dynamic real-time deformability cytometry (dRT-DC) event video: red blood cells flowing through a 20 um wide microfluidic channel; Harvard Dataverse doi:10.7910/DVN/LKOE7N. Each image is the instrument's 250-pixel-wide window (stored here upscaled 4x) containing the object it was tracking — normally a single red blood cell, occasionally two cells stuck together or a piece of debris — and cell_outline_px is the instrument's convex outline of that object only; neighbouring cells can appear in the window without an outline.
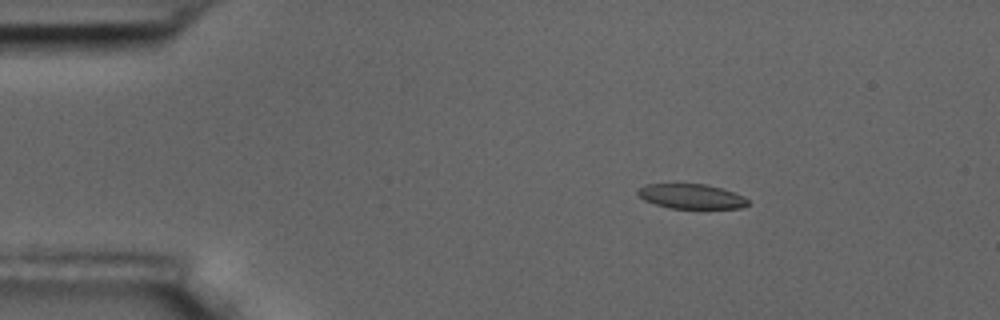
{"species": "common noctule bat (a hibernating species)", "species_latin": "Nyctalus noctula", "temperature_condition": "room temperature", "stored_images_in_passage": 5, "camera_frame_rate_fps": 3000, "um_per_image_px": 0.085, "animal": {"sex": "male", "body_mass_g": 17.5, "forearm_length_mm": 52.3}, "frame": {"image": 1, "passage_image": 3, "time_ms": 2.333, "image_size_px": [1000, 320], "cell_outline_px": [[748, 204], [740, 208], [668, 208], [644, 200], [636, 192], [644, 184], [704, 184], [720, 188], [732, 192], [748, 200]], "centroid_in_image_um": [58.71, 16.69], "position_along_channel_um": 26.3, "area_um2": 15.55}}